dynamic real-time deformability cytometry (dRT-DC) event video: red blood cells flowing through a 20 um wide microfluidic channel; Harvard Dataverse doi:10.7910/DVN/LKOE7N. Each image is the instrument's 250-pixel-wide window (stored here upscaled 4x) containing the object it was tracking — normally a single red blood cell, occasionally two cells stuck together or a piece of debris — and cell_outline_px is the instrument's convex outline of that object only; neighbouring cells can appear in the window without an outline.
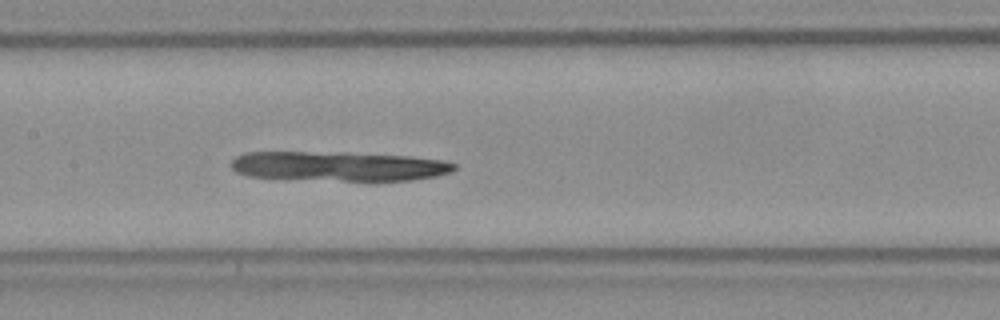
{"species": "Egyptian fruit bat (a non-hibernating species)", "species_latin": "Rousettus aegyptiacus", "temperature_condition": "room temperature", "stored_images_in_passage": 33, "camera_frame_rate_fps": 3000, "um_per_image_px": 0.085, "frame": {"image": 1, "passage_image": 13, "time_ms": 4.0, "image_size_px": [1000, 320], "cell_outline_px": [[456, 168], [452, 172], [436, 176], [412, 180], [344, 180], [248, 176], [236, 172], [232, 168], [232, 160], [236, 156], [244, 152], [344, 152], [408, 156], [440, 160], [456, 164]], "centroid_in_image_um": [28.79, 14.11], "position_along_channel_um": 178.6, "area_um2": 38.03}}